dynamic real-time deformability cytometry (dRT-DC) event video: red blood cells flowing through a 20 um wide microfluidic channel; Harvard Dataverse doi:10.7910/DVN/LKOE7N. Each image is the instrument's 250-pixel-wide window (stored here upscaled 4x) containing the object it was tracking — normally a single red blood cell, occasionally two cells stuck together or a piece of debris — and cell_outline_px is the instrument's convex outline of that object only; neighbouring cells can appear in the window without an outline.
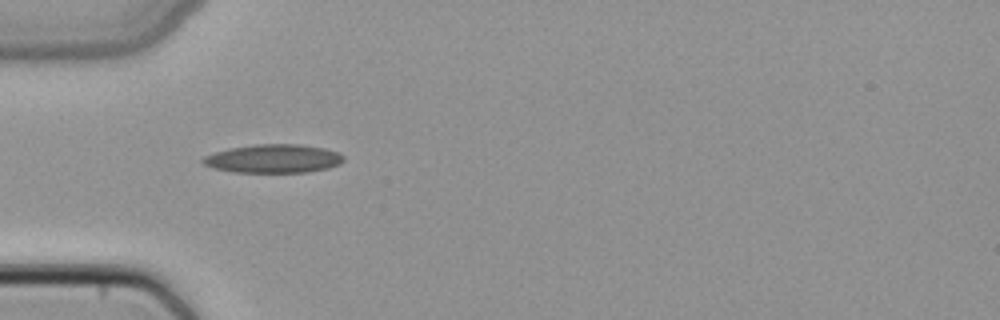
{"species": "common noctule bat (a hibernating species)", "species_latin": "Nyctalus noctula", "temperature_condition": "cold", "stored_images_in_passage": 1, "camera_frame_rate_fps": 3000, "um_per_image_px": 0.085, "animal": {"sex": "female", "body_mass_g": 22.7, "forearm_length_mm": 54.2}, "frame": {"image": 1, "passage_image": 1, "time_ms": 0.0, "image_size_px": [1000, 320], "cell_outline_px": [[344, 160], [340, 164], [328, 168], [308, 172], [232, 172], [212, 168], [204, 164], [200, 160], [204, 156], [228, 148], [252, 144], [300, 144], [324, 148], [340, 152], [344, 156]], "centroid_in_image_um": [23.24, 13.48], "position_along_channel_um": 61.8, "area_um2": 23.64}}